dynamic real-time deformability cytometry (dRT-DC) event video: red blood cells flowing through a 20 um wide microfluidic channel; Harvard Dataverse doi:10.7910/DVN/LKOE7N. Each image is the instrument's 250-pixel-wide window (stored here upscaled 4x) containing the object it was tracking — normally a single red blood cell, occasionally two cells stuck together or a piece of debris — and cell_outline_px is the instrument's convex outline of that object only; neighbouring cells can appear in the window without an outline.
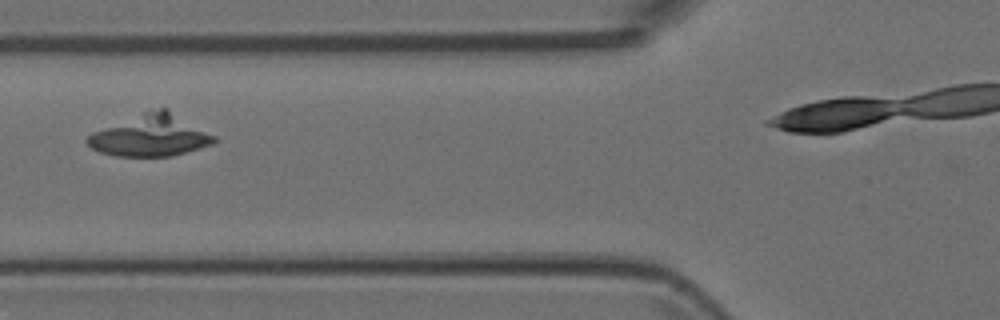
{"species": "Egyptian fruit bat (a non-hibernating species)", "species_latin": "Rousettus aegyptiacus", "temperature_condition": "room temperature", "stored_images_in_passage": 7, "segment_of_instrument_passage": [1, 2], "camera_frame_rate_fps": 3000, "um_per_image_px": 0.085, "animal": {"sex": "female"}, "frame": {"image": 1, "passage_image": 6, "time_ms": 1.667, "image_size_px": [1000, 320], "cell_outline_px": [[216, 144], [172, 156], [116, 156], [100, 152], [92, 148], [84, 140], [92, 132], [144, 112], [160, 108], [168, 108], [216, 136]], "centroid_in_image_um": [12.84, 11.53], "position_along_channel_um": 113.0, "area_um2": 30.63}}